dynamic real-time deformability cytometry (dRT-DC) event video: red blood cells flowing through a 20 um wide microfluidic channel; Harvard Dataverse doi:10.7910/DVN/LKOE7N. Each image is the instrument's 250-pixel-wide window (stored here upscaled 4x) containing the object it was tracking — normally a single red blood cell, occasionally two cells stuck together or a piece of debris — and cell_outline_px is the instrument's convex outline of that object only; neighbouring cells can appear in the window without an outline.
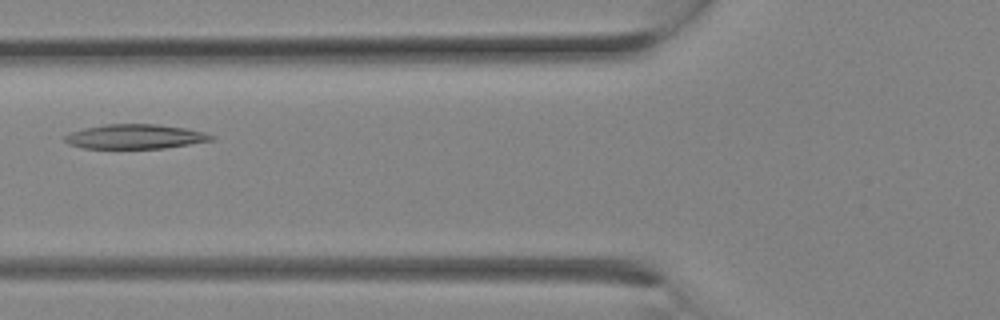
{"species": "Egyptian fruit bat (a non-hibernating species)", "species_latin": "Rousettus aegyptiacus", "temperature_condition": "room temperature", "stored_images_in_passage": 5, "camera_frame_rate_fps": 3000, "um_per_image_px": 0.085, "animal": {"sex": "female"}, "frame": {"image": 1, "passage_image": 4, "time_ms": 1.0, "image_size_px": [1000, 320], "cell_outline_px": [[216, 140], [164, 148], [80, 148], [68, 144], [64, 140], [64, 136], [72, 132], [84, 128], [104, 124], [156, 124], [184, 128], [204, 132], [216, 136]], "centroid_in_image_um": [11.5, 11.61], "position_along_channel_um": 114.3, "area_um2": 20.98}}